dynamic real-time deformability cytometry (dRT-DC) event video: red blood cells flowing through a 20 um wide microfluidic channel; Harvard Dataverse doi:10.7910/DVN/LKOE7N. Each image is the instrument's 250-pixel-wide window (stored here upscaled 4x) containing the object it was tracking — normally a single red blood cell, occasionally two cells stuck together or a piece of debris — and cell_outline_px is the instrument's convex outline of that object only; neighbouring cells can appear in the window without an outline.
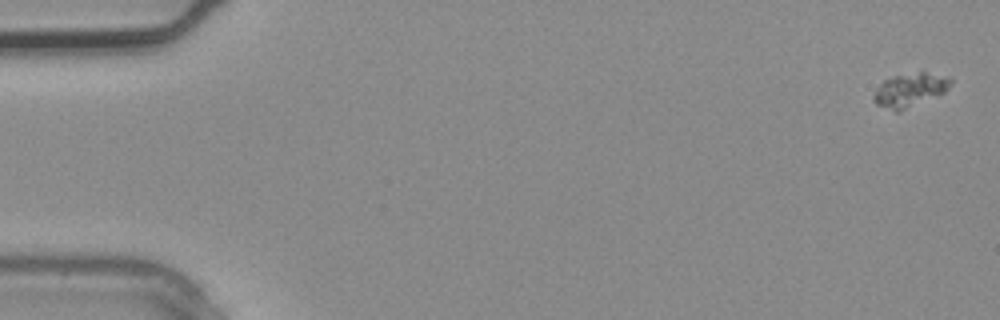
{"species": "common noctule bat (a hibernating species)", "species_latin": "Nyctalus noctula", "temperature_condition": "warm", "stored_images_in_passage": 4, "segment_of_instrument_passage": [2, 2], "camera_frame_rate_fps": 3000, "um_per_image_px": 0.085, "animal": {"sex": "male", "body_mass_g": 20.4}, "frame": {"image": 1, "passage_image": 4, "time_ms": 1.0, "image_size_px": [1000, 320], "cell_outline_px": [[952, 80], [948, 88], [944, 92], [900, 112], [896, 112], [876, 104], [872, 100], [872, 96], [880, 84], [884, 80], [920, 68], [948, 76]], "centroid_in_image_um": [77.36, 7.6], "position_along_channel_um": 7.6, "area_um2": 15.61}}